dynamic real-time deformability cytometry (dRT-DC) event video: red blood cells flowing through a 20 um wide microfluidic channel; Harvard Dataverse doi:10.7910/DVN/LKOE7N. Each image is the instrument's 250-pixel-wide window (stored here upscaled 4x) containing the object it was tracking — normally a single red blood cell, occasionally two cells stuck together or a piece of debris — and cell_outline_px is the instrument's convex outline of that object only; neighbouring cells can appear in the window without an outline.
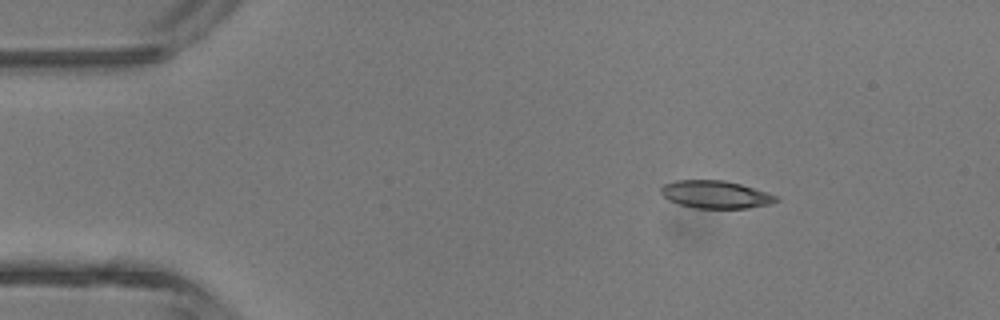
{"species": "common noctule bat (a hibernating species)", "species_latin": "Nyctalus noctula", "temperature_condition": "room temperature", "stored_images_in_passage": 4, "camera_frame_rate_fps": 3000, "um_per_image_px": 0.085, "animal": {"sex": "male", "body_mass_g": 13.3}, "frame": {"image": 1, "passage_image": 1, "time_ms": 0.0, "image_size_px": [1000, 320], "cell_outline_px": [[780, 200], [768, 204], [748, 208], [696, 208], [680, 204], [668, 200], [660, 192], [660, 188], [664, 184], [676, 180], [724, 180], [740, 184], [768, 192], [776, 196]], "centroid_in_image_um": [60.81, 16.52], "position_along_channel_um": 24.2, "area_um2": 18.5}}
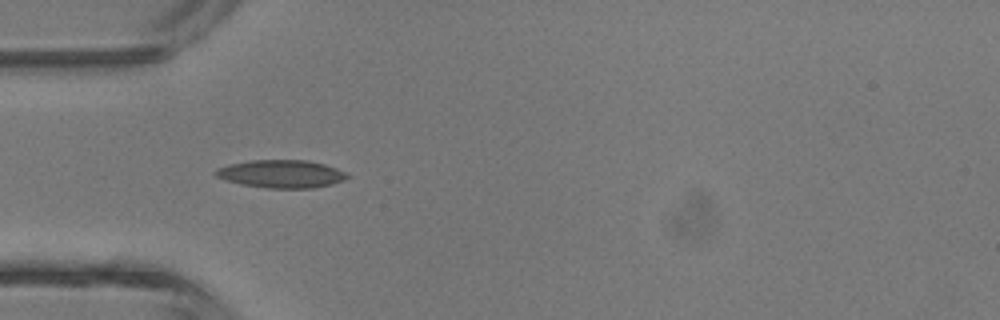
{"frame": {"image": 2, "passage_image": 3, "time_ms": 2.333, "image_size_px": [1000, 320], "cell_outline_px": [[352, 176], [344, 180], [332, 184], [312, 188], [264, 188], [240, 184], [224, 180], [216, 176], [212, 172], [216, 168], [232, 164], [252, 160], [304, 160], [324, 164], [336, 168]], "centroid_in_image_um": [23.89, 14.79], "position_along_channel_um": 61.1, "area_um2": 21.44}}
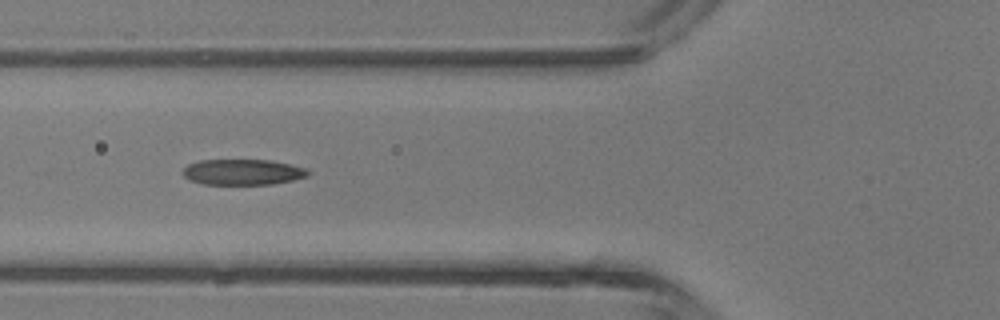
{"frame": {"image": 3, "passage_image": 4, "time_ms": 3.333, "image_size_px": [1000, 320], "cell_outline_px": [[312, 172], [308, 176], [292, 180], [272, 184], [204, 184], [192, 180], [184, 176], [184, 168], [188, 164], [200, 160], [272, 160], [308, 168]], "centroid_in_image_um": [20.7, 14.62], "position_along_channel_um": 105.1, "area_um2": 18.73}}